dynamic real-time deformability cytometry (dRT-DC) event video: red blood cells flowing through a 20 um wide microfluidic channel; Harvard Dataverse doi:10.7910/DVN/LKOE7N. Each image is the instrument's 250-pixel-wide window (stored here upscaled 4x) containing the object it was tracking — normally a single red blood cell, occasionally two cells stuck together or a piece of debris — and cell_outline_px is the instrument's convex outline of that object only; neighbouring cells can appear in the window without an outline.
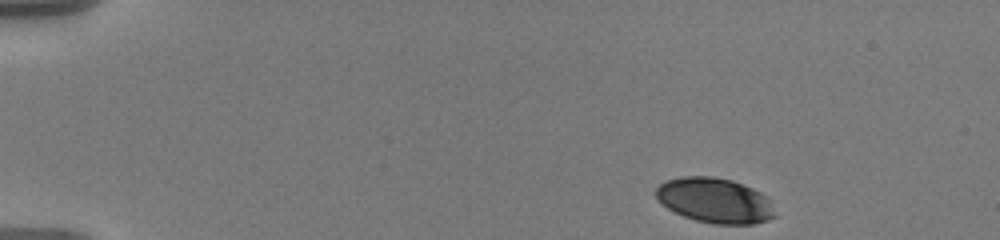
{"species": "human", "species_latin": "Homo sapiens", "temperature_condition": "warm", "stored_images_in_passage": 50, "camera_frame_rate_fps": 3000, "um_per_image_px": 0.085, "donor": {"sex": "male"}, "frame": {"image": 1, "passage_image": 1, "time_ms": 0.0, "image_size_px": [1000, 240], "cell_outline_px": [[776, 216], [768, 220], [752, 224], [716, 224], [696, 220], [684, 216], [668, 208], [652, 192], [660, 184], [668, 180], [680, 176], [712, 176], [732, 180], [752, 188], [768, 196]], "centroid_in_image_um": [60.77, 17.03], "position_along_channel_um": 24.2, "area_um2": 31.21}}
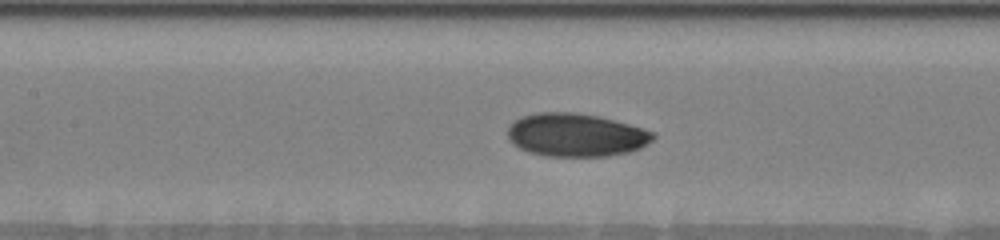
{"frame": {"image": 2, "passage_image": 21, "time_ms": 6.667, "image_size_px": [1000, 240], "cell_outline_px": [[656, 136], [652, 140], [640, 148], [628, 152], [608, 156], [548, 156], [528, 152], [512, 144], [508, 140], [508, 128], [520, 116], [536, 112], [576, 112], [600, 116], [656, 132]], "centroid_in_image_um": [48.95, 11.46], "position_along_channel_um": 158.5, "area_um2": 36.76}}
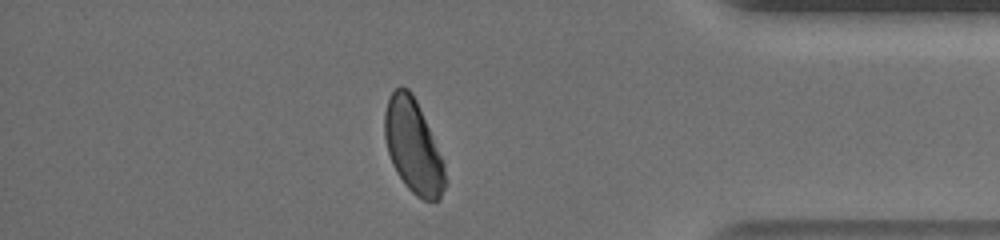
{"frame": {"image": 3, "passage_image": 43, "time_ms": 14.0, "image_size_px": [1000, 240], "cell_outline_px": [[444, 188], [440, 200], [424, 200], [416, 196], [408, 188], [396, 172], [392, 164], [388, 152], [384, 136], [384, 112], [388, 100], [392, 92], [396, 88], [408, 88], [412, 92], [416, 100], [444, 160]], "centroid_in_image_um": [35.11, 12.45], "position_along_channel_um": 400.1, "area_um2": 32.71}, "authors_computed_cell_mechanics": {"area_um2": 34.68, "velocity_mm_per_s": 3.5914, "shape_relaxation_time_tau1_ms": 4.6411, "shape_relaxation_time_tau2_ms": 2.4891, "deformation_change_tau1": 0.1394, "deformation_change_tau2": 0.0599}}